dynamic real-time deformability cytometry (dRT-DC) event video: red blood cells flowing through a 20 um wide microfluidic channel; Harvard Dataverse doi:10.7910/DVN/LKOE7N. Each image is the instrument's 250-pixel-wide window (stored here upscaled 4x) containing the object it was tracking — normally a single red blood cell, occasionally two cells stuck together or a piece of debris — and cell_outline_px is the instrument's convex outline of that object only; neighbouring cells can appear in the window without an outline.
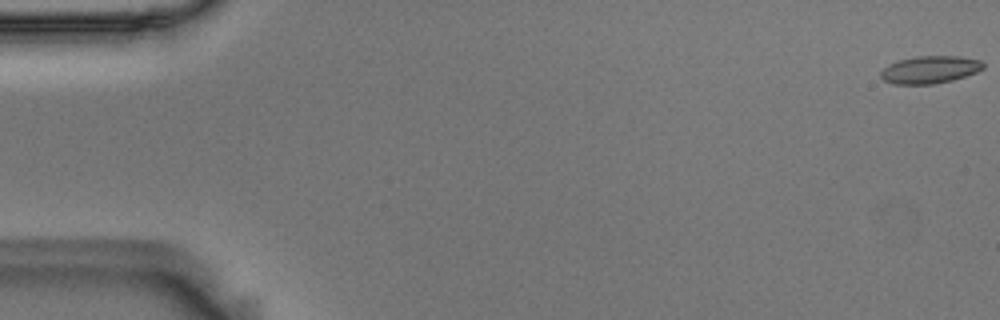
{"species": "Egyptian fruit bat (a non-hibernating species)", "species_latin": "Rousettus aegyptiacus", "temperature_condition": "room temperature", "stored_images_in_passage": 52, "camera_frame_rate_fps": 3000, "um_per_image_px": 0.085, "animal": {"sex": "male"}, "frame": {"image": 1, "passage_image": 1, "time_ms": 0.0, "image_size_px": [1000, 320], "cell_outline_px": [[984, 68], [976, 72], [952, 80], [932, 84], [892, 84], [884, 80], [880, 76], [880, 72], [888, 64], [896, 60], [916, 56], [960, 56], [980, 60], [984, 64]], "centroid_in_image_um": [79.01, 5.91], "position_along_channel_um": 6.0, "area_um2": 16.47}}
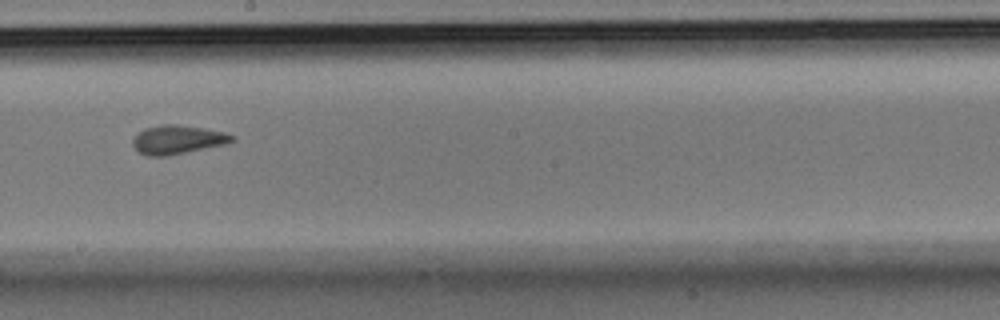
{"frame": {"image": 2, "passage_image": 32, "time_ms": 10.333, "image_size_px": [1000, 320], "cell_outline_px": [[236, 140], [224, 144], [168, 156], [148, 156], [140, 152], [132, 144], [132, 140], [144, 128], [160, 124], [176, 124], [204, 128], [224, 132], [236, 136]], "centroid_in_image_um": [15.11, 11.86], "position_along_channel_um": 233.1, "area_um2": 16.59}}
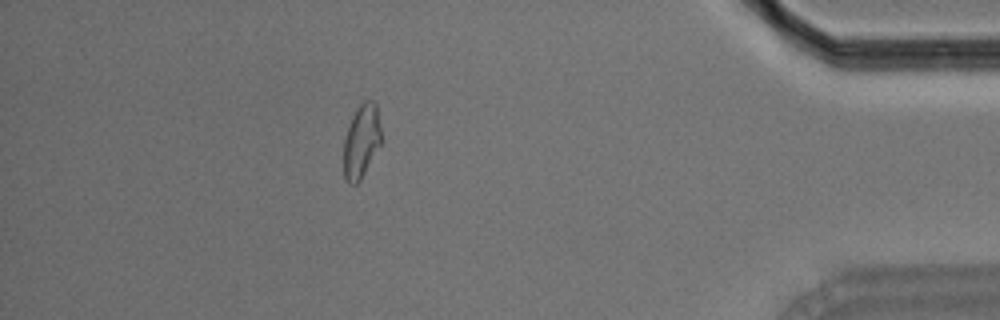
{"frame": {"image": 3, "passage_image": 50, "time_ms": 16.333, "image_size_px": [1000, 320], "cell_outline_px": [[380, 144], [360, 180], [356, 184], [348, 184], [344, 176], [344, 140], [352, 116], [356, 108], [364, 100], [372, 100], [376, 104], [380, 124]], "centroid_in_image_um": [30.7, 11.98], "position_along_channel_um": 404.5, "area_um2": 15.84}}